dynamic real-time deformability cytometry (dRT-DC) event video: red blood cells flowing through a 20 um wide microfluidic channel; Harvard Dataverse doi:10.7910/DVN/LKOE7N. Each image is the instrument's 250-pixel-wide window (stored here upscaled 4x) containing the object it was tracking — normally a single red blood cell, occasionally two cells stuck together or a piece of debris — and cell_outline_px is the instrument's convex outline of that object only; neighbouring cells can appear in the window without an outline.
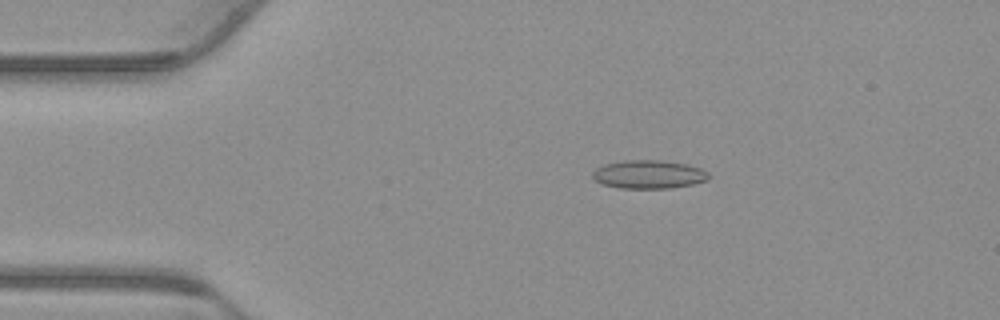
{"species": "common noctule bat (a hibernating species)", "species_latin": "Nyctalus noctula", "temperature_condition": "warm", "stored_images_in_passage": 54, "camera_frame_rate_fps": 3000, "um_per_image_px": 0.085, "animal": {"sex": "male", "body_mass_g": 23.1, "forearm_length_mm": 52.7}, "frame": {"image": 1, "passage_image": 10, "time_ms": 3.0, "image_size_px": [1000, 320], "cell_outline_px": [[712, 176], [708, 180], [692, 184], [672, 188], [620, 188], [604, 184], [596, 180], [592, 176], [592, 172], [596, 168], [604, 164], [624, 160], [660, 160], [688, 164], [700, 168], [708, 172]], "centroid_in_image_um": [55.18, 14.82], "position_along_channel_um": 29.8, "area_um2": 19.31}}
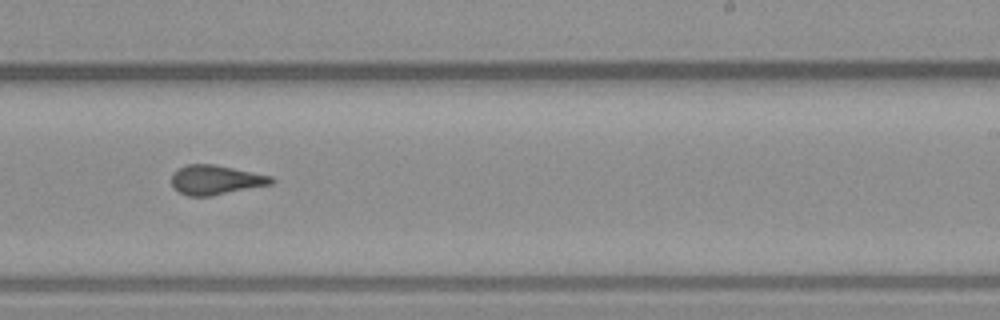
{"frame": {"image": 2, "passage_image": 33, "time_ms": 10.667, "image_size_px": [1000, 320], "cell_outline_px": [[276, 180], [272, 184], [212, 196], [188, 196], [172, 188], [172, 172], [188, 164], [212, 164], [272, 176]], "centroid_in_image_um": [18.33, 15.3], "position_along_channel_um": 270.7, "area_um2": 17.11}}
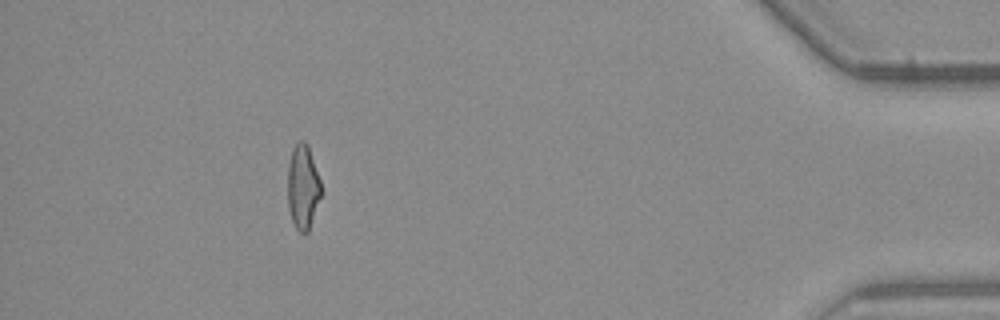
{"frame": {"image": 3, "passage_image": 49, "time_ms": 16.0, "image_size_px": [1000, 320], "cell_outline_px": [[324, 192], [308, 232], [300, 232], [296, 228], [292, 220], [288, 208], [288, 164], [292, 148], [300, 140], [304, 140], [308, 144]], "centroid_in_image_um": [25.77, 15.89], "position_along_channel_um": 409.4, "area_um2": 16.82}, "authors_computed_cell_mechanics": {"area_um2": 17.5134, "velocity_mm_per_s": 3.7715, "shape_relaxation_time_tau1_ms": null, "shape_relaxation_time_tau2_ms": 1.917, "deformation_change_tau1": null, "deformation_change_tau2": 0.0859}}